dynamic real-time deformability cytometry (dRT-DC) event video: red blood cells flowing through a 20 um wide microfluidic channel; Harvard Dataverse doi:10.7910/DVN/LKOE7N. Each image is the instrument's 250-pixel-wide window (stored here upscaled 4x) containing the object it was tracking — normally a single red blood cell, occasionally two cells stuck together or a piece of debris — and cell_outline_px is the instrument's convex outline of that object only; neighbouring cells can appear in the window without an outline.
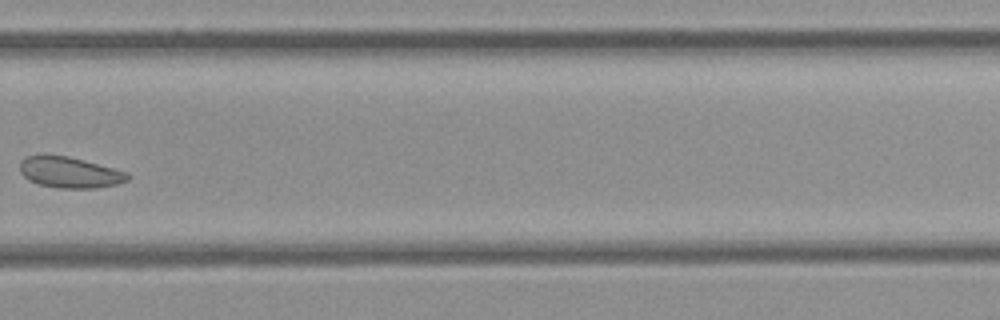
{"species": "common noctule bat (a hibernating species)", "species_latin": "Nyctalus noctula", "temperature_condition": "cold", "stored_images_in_passage": 33, "camera_frame_rate_fps": 3000, "um_per_image_px": 0.085, "animal": {"sex": "female", "body_mass_g": 21.9}, "frame": {"image": 1, "passage_image": 24, "time_ms": 7.667, "image_size_px": [1000, 320], "cell_outline_px": [[132, 176], [128, 180], [116, 184], [92, 188], [56, 188], [40, 184], [28, 180], [20, 172], [20, 160], [28, 156], [68, 156], [84, 160], [128, 172]], "centroid_in_image_um": [5.94, 14.66], "position_along_channel_um": 323.9, "area_um2": 19.25}}
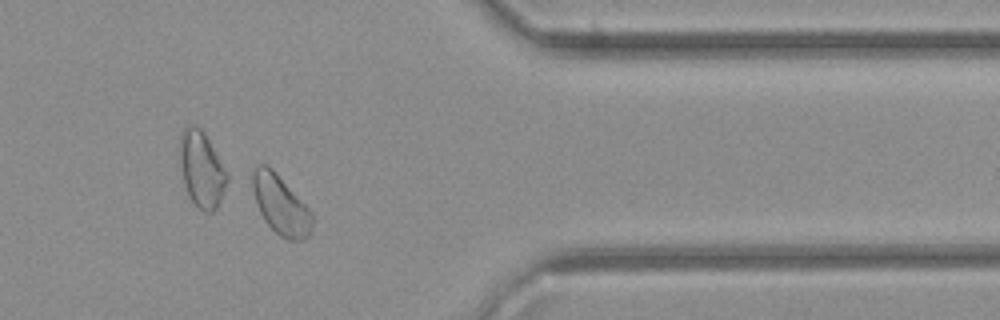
{"frame": {"image": 2, "passage_image": 28, "time_ms": 9.0, "image_size_px": [1000, 320], "cell_outline_px": [[312, 228], [308, 236], [304, 240], [288, 240], [280, 236], [264, 220], [260, 212], [252, 188], [252, 168], [256, 164], [268, 164], [276, 172], [312, 212]], "centroid_in_image_um": [23.84, 17.39], "position_along_channel_um": 387.6, "area_um2": 20.58}}